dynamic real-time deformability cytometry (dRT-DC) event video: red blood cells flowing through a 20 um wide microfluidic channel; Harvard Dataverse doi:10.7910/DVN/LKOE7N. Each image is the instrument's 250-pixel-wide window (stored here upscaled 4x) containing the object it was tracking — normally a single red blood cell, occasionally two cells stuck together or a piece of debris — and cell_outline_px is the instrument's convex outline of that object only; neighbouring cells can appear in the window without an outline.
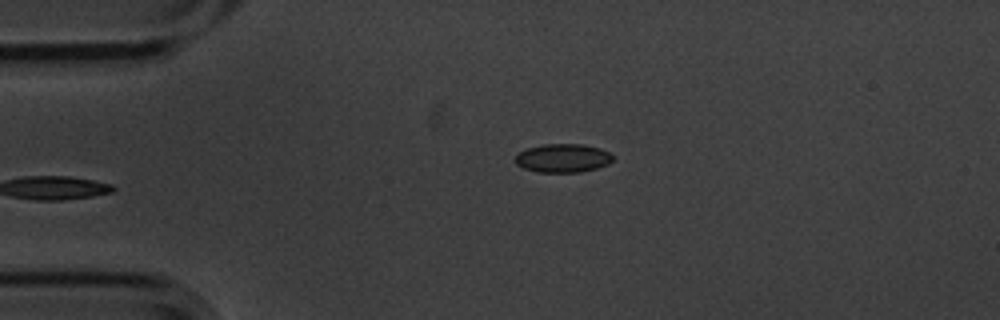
{"species": "common noctule bat (a hibernating species)", "species_latin": "Nyctalus noctula", "temperature_condition": "cold", "stored_images_in_passage": 2, "camera_frame_rate_fps": 3000, "um_per_image_px": 0.085, "animal": {"sex": "male", "body_mass_g": 20.1, "forearm_length_mm": 53.5}, "frame": {"image": 1, "passage_image": 2, "time_ms": 0.333, "image_size_px": [1000, 320], "cell_outline_px": [[612, 160], [608, 164], [596, 168], [580, 172], [536, 172], [524, 168], [516, 164], [516, 156], [520, 152], [528, 148], [544, 144], [584, 144], [600, 148], [608, 152], [612, 156]], "centroid_in_image_um": [47.85, 13.44], "position_along_channel_um": 37.2, "area_um2": 16.13}}